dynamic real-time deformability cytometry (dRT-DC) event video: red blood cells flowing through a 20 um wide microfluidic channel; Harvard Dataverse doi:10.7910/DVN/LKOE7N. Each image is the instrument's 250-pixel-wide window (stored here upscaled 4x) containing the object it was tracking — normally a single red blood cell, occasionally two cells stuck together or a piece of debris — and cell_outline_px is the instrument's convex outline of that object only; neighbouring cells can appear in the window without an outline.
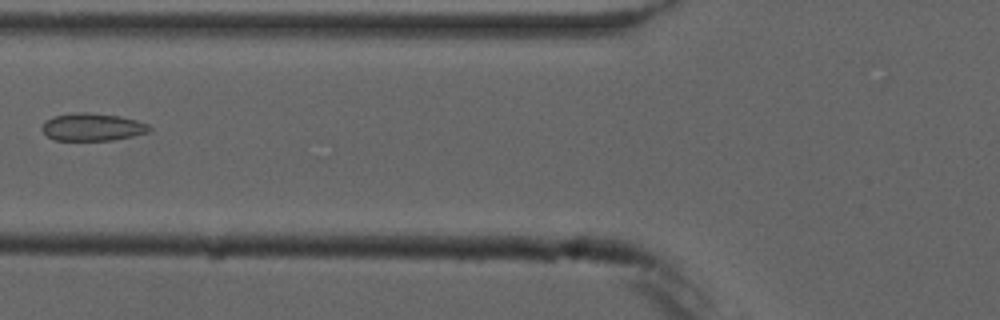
{"species": "common noctule bat (a hibernating species)", "species_latin": "Nyctalus noctula", "temperature_condition": "cold", "stored_images_in_passage": 6, "camera_frame_rate_fps": 3000, "um_per_image_px": 0.085, "animal": {"sex": "male", "forearm_length_mm": 52.5}, "frame": {"image": 1, "passage_image": 6, "time_ms": 6.667, "image_size_px": [1000, 320], "cell_outline_px": [[152, 128], [148, 132], [132, 136], [112, 140], [56, 140], [48, 136], [40, 128], [52, 116], [76, 112], [88, 112], [120, 116], [136, 120], [148, 124]], "centroid_in_image_um": [7.86, 10.79], "position_along_channel_um": 117.9, "area_um2": 17.17}}